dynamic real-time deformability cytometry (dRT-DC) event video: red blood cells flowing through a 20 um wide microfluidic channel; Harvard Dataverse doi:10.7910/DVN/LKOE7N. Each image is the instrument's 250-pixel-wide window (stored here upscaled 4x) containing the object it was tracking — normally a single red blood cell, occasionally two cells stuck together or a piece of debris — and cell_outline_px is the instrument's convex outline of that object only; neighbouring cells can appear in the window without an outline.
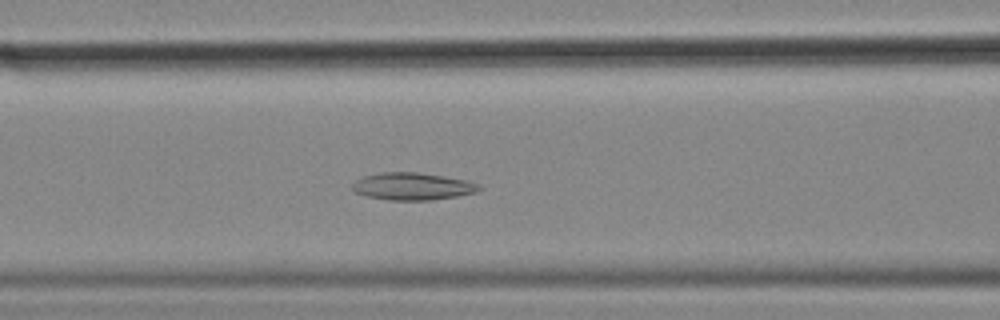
{"species": "common noctule bat (a hibernating species)", "species_latin": "Nyctalus noctula", "temperature_condition": "cold", "stored_images_in_passage": 48, "camera_frame_rate_fps": 3000, "um_per_image_px": 0.085, "animal": {"sex": "female", "body_mass_g": 18.4}, "frame": {"image": 1, "passage_image": 21, "time_ms": 6.667, "image_size_px": [1000, 320], "cell_outline_px": [[480, 188], [476, 192], [456, 196], [432, 200], [388, 200], [368, 196], [356, 192], [352, 188], [352, 184], [356, 180], [364, 176], [380, 172], [416, 172], [444, 176], [464, 180], [480, 184]], "centroid_in_image_um": [35.05, 15.83], "position_along_channel_um": 131.6, "area_um2": 20.0}}
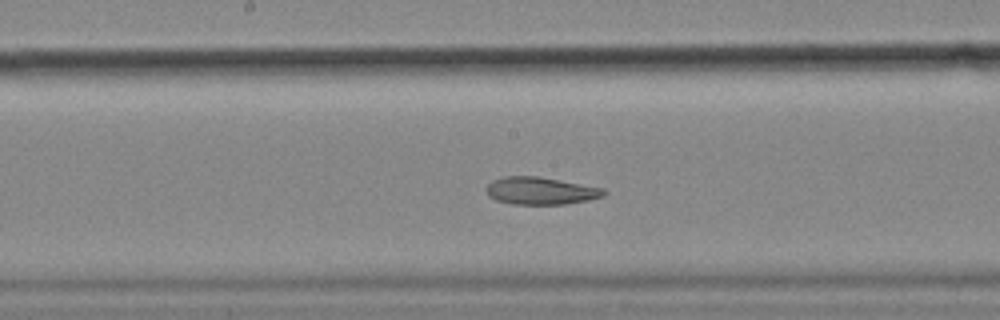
{"frame": {"image": 2, "passage_image": 27, "time_ms": 8.667, "image_size_px": [1000, 320], "cell_outline_px": [[608, 192], [604, 196], [588, 200], [564, 204], [512, 204], [496, 200], [488, 196], [488, 184], [492, 180], [504, 176], [540, 176], [604, 188]], "centroid_in_image_um": [45.98, 16.21], "position_along_channel_um": 202.2, "area_um2": 18.84}}
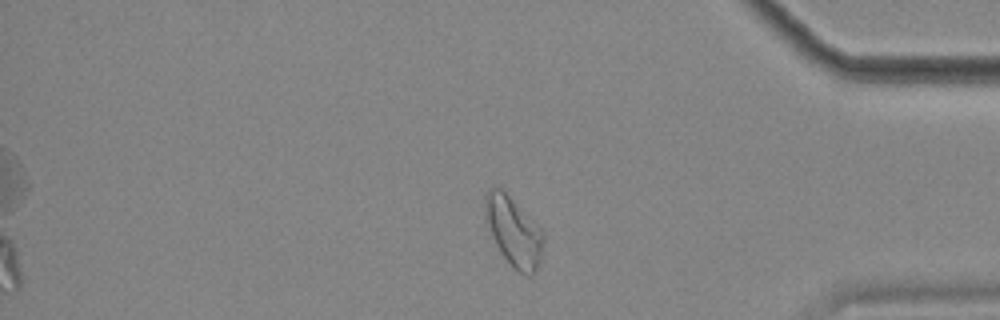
{"frame": {"image": 3, "passage_image": 45, "time_ms": 14.667, "image_size_px": [1000, 320], "cell_outline_px": [[544, 240], [540, 260], [536, 268], [532, 272], [520, 272], [512, 268], [496, 244], [492, 236], [484, 216], [484, 196], [492, 188], [500, 188], [544, 232]], "centroid_in_image_um": [43.63, 19.67], "position_along_channel_um": 391.6, "area_um2": 22.72}, "authors_computed_cell_mechanics": {"area_um2": 20.8369, "velocity_mm_per_s": 3.5446, "shape_relaxation_time_tau1_ms": null, "shape_relaxation_time_tau2_ms": 3.7033, "deformation_change_tau1": null, "deformation_change_tau2": 0.0994}}